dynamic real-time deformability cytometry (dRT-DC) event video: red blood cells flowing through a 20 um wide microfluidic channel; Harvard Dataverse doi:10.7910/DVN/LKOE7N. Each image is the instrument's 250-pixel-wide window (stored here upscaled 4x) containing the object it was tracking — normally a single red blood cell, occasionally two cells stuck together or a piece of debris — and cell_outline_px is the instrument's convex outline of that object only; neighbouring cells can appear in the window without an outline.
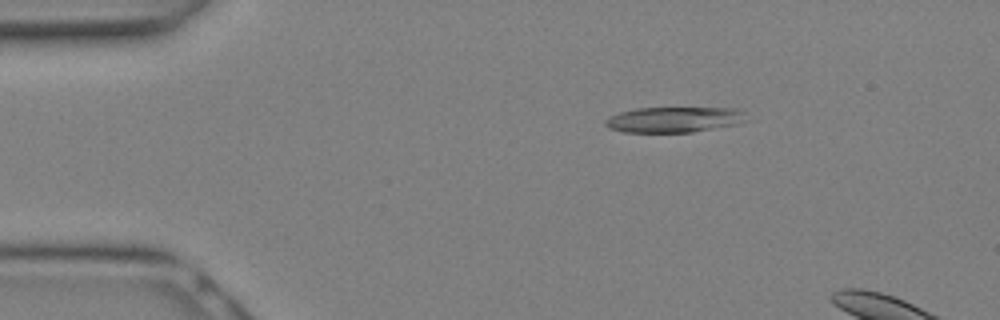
{"species": "Egyptian fruit bat (a non-hibernating species)", "species_latin": "Rousettus aegyptiacus", "temperature_condition": "warm", "stored_images_in_passage": 6, "camera_frame_rate_fps": 3000, "um_per_image_px": 0.085, "animal": {"sex": "female"}, "frame": {"image": 1, "passage_image": 3, "time_ms": 0.667, "image_size_px": [1000, 320], "cell_outline_px": [[748, 120], [740, 124], [692, 132], [624, 132], [608, 128], [604, 124], [604, 120], [620, 112], [636, 108], [736, 108], [744, 112]], "centroid_in_image_um": [57.33, 10.17], "position_along_channel_um": 27.7, "area_um2": 21.1}}